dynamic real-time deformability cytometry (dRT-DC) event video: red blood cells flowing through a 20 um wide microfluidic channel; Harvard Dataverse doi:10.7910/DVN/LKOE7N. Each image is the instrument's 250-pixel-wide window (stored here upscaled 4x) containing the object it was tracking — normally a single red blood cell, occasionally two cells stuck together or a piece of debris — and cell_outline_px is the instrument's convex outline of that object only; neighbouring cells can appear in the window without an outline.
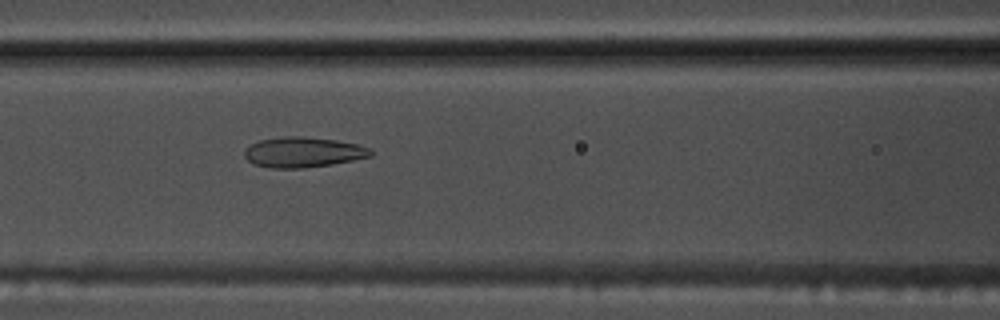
{"species": "common noctule bat (a hibernating species)", "species_latin": "Nyctalus noctula", "temperature_condition": "warm", "stored_images_in_passage": 55, "camera_frame_rate_fps": 3000, "um_per_image_px": 0.085, "animal": {"sex": "male", "body_mass_g": 17.5, "forearm_length_mm": 52.3}, "frame": {"image": 1, "passage_image": 24, "time_ms": 7.667, "image_size_px": [1000, 320], "cell_outline_px": [[372, 156], [332, 164], [304, 168], [272, 168], [252, 164], [244, 156], [244, 148], [260, 140], [284, 136], [300, 136], [336, 140], [356, 144], [372, 148]], "centroid_in_image_um": [25.75, 12.94], "position_along_channel_um": 140.9, "area_um2": 22.31}}
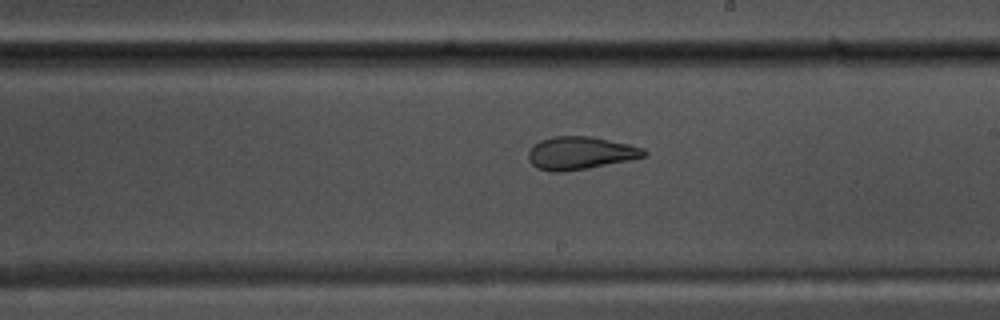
{"frame": {"image": 2, "passage_image": 32, "time_ms": 10.333, "image_size_px": [1000, 320], "cell_outline_px": [[648, 152], [644, 156], [632, 160], [588, 168], [564, 172], [552, 172], [536, 168], [528, 160], [528, 152], [532, 144], [540, 140], [552, 136], [592, 136], [628, 144], [644, 148]], "centroid_in_image_um": [49.3, 13.01], "position_along_channel_um": 239.7, "area_um2": 22.43}}
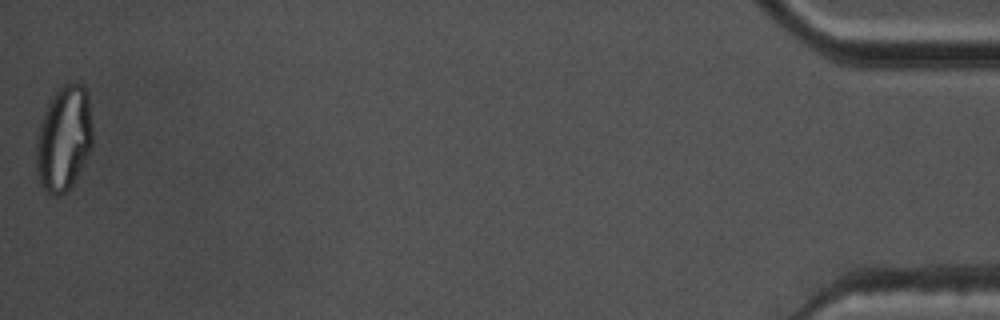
{"frame": {"image": 3, "passage_image": 55, "time_ms": 18.0, "image_size_px": [1000, 320], "cell_outline_px": [[92, 148], [72, 184], [64, 192], [56, 196], [48, 192], [40, 184], [36, 172], [36, 136], [44, 112], [56, 88], [64, 84], [84, 84], [88, 92], [92, 124]], "centroid_in_image_um": [5.42, 11.74], "position_along_channel_um": 429.8, "area_um2": 34.68}, "authors_computed_cell_mechanics": {"area_um2": 25.4898, "velocity_mm_per_s": 3.7201, "shape_relaxation_time_tau1_ms": null, "shape_relaxation_time_tau2_ms": 1.7627, "deformation_change_tau1": null, "deformation_change_tau2": 0.0912}}